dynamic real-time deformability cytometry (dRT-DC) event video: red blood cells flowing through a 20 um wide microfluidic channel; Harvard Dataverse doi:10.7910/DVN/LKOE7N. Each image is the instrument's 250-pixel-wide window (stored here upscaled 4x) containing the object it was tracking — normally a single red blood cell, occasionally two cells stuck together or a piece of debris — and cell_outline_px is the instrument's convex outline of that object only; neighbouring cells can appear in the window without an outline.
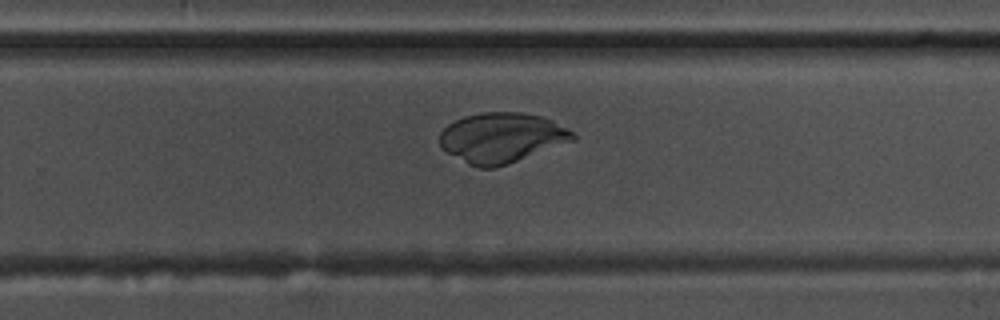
{"species": "common noctule bat (a hibernating species)", "species_latin": "Nyctalus noctula", "temperature_condition": "warm", "stored_images_in_passage": 57, "camera_frame_rate_fps": 3000, "um_per_image_px": 0.085, "animal": {"sex": "male", "body_mass_g": 17.5, "forearm_length_mm": 52.3}, "frame": {"image": 1, "passage_image": 37, "time_ms": 12.0, "image_size_px": [1000, 320], "cell_outline_px": [[576, 140], [508, 164], [496, 168], [480, 168], [468, 164], [448, 152], [440, 144], [440, 132], [448, 124], [464, 116], [484, 112], [520, 112], [540, 116], [552, 120], [572, 132], [576, 136]], "centroid_in_image_um": [42.65, 11.71], "position_along_channel_um": 287.1, "area_um2": 38.61}}